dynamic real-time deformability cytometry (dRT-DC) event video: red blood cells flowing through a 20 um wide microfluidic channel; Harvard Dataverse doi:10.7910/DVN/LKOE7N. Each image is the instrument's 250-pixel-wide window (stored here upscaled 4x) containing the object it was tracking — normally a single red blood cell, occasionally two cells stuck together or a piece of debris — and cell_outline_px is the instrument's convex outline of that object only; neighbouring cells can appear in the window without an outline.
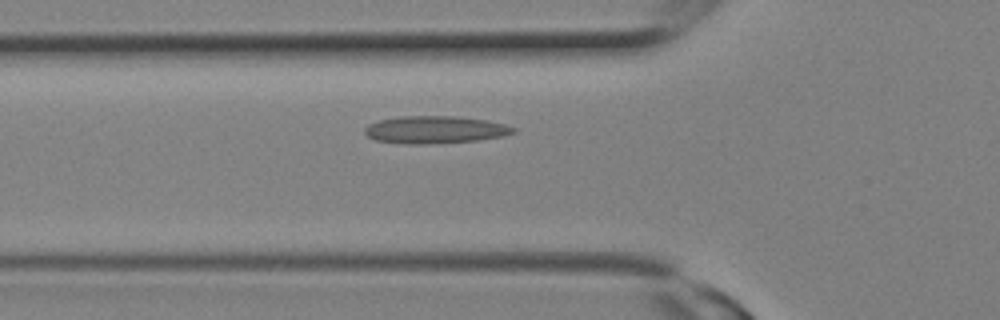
{"species": "Egyptian fruit bat (a non-hibernating species)", "species_latin": "Rousettus aegyptiacus", "temperature_condition": "room temperature", "stored_images_in_passage": 12, "camera_frame_rate_fps": 3000, "um_per_image_px": 0.085, "animal": {"sex": "female"}, "frame": {"image": 1, "passage_image": 3, "time_ms": 0.667, "image_size_px": [1000, 320], "cell_outline_px": [[516, 132], [504, 136], [476, 140], [428, 144], [408, 144], [376, 140], [368, 136], [364, 132], [364, 128], [368, 124], [380, 120], [400, 116], [460, 116], [488, 120], [504, 124], [516, 128]], "centroid_in_image_um": [37.0, 11.02], "position_along_channel_um": 88.8, "area_um2": 23.81}}
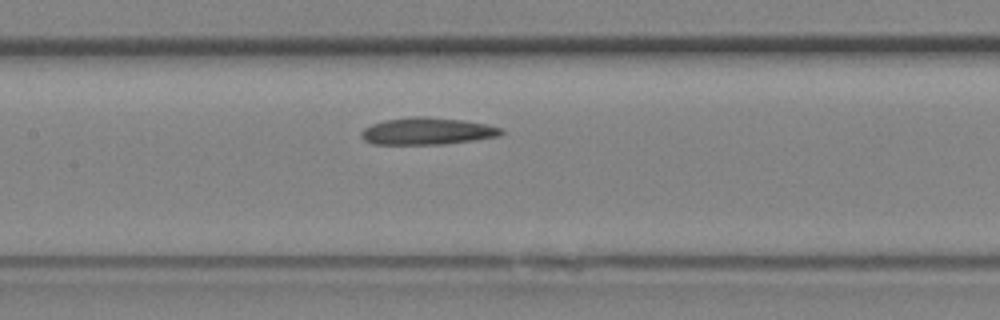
{"frame": {"image": 2, "passage_image": 6, "time_ms": 1.667, "image_size_px": [1000, 320], "cell_outline_px": [[504, 132], [500, 136], [444, 144], [372, 144], [364, 140], [360, 136], [360, 132], [364, 128], [372, 124], [384, 120], [412, 116], [428, 116], [464, 120], [488, 124], [504, 128]], "centroid_in_image_um": [36.33, 11.14], "position_along_channel_um": 171.1, "area_um2": 22.31}}